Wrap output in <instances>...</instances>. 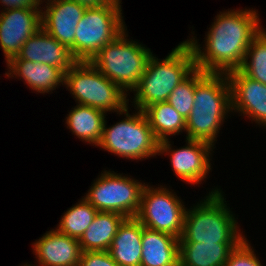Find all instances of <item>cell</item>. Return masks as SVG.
I'll return each mask as SVG.
<instances>
[{
    "instance_id": "cell-13",
    "label": "cell",
    "mask_w": 266,
    "mask_h": 266,
    "mask_svg": "<svg viewBox=\"0 0 266 266\" xmlns=\"http://www.w3.org/2000/svg\"><path fill=\"white\" fill-rule=\"evenodd\" d=\"M45 6V11L41 10L42 28L67 46L74 57L77 24L87 6L74 0H47Z\"/></svg>"
},
{
    "instance_id": "cell-4",
    "label": "cell",
    "mask_w": 266,
    "mask_h": 266,
    "mask_svg": "<svg viewBox=\"0 0 266 266\" xmlns=\"http://www.w3.org/2000/svg\"><path fill=\"white\" fill-rule=\"evenodd\" d=\"M195 69L194 52L187 41L178 44L161 61L152 55L138 86L133 90L134 109L144 111L152 104L167 101L170 93Z\"/></svg>"
},
{
    "instance_id": "cell-17",
    "label": "cell",
    "mask_w": 266,
    "mask_h": 266,
    "mask_svg": "<svg viewBox=\"0 0 266 266\" xmlns=\"http://www.w3.org/2000/svg\"><path fill=\"white\" fill-rule=\"evenodd\" d=\"M7 77H20L35 92L48 93L64 85L65 72L61 68L45 63H35L28 60H10L7 63ZM14 75V76H13Z\"/></svg>"
},
{
    "instance_id": "cell-1",
    "label": "cell",
    "mask_w": 266,
    "mask_h": 266,
    "mask_svg": "<svg viewBox=\"0 0 266 266\" xmlns=\"http://www.w3.org/2000/svg\"><path fill=\"white\" fill-rule=\"evenodd\" d=\"M258 15L251 9H231L217 14L204 40V51L193 36L187 39L196 68L206 73L225 74L240 69L251 41L263 28Z\"/></svg>"
},
{
    "instance_id": "cell-27",
    "label": "cell",
    "mask_w": 266,
    "mask_h": 266,
    "mask_svg": "<svg viewBox=\"0 0 266 266\" xmlns=\"http://www.w3.org/2000/svg\"><path fill=\"white\" fill-rule=\"evenodd\" d=\"M252 248L247 238H245L230 252L224 266H262Z\"/></svg>"
},
{
    "instance_id": "cell-20",
    "label": "cell",
    "mask_w": 266,
    "mask_h": 266,
    "mask_svg": "<svg viewBox=\"0 0 266 266\" xmlns=\"http://www.w3.org/2000/svg\"><path fill=\"white\" fill-rule=\"evenodd\" d=\"M126 217L116 212L98 211L79 244L82 252L108 251L119 225Z\"/></svg>"
},
{
    "instance_id": "cell-29",
    "label": "cell",
    "mask_w": 266,
    "mask_h": 266,
    "mask_svg": "<svg viewBox=\"0 0 266 266\" xmlns=\"http://www.w3.org/2000/svg\"><path fill=\"white\" fill-rule=\"evenodd\" d=\"M43 1L42 0H0V3L3 4V6L5 7V9L2 11L10 9H20V8H32V9L42 10V8L39 7V5H41Z\"/></svg>"
},
{
    "instance_id": "cell-22",
    "label": "cell",
    "mask_w": 266,
    "mask_h": 266,
    "mask_svg": "<svg viewBox=\"0 0 266 266\" xmlns=\"http://www.w3.org/2000/svg\"><path fill=\"white\" fill-rule=\"evenodd\" d=\"M239 244L179 243V266H224Z\"/></svg>"
},
{
    "instance_id": "cell-25",
    "label": "cell",
    "mask_w": 266,
    "mask_h": 266,
    "mask_svg": "<svg viewBox=\"0 0 266 266\" xmlns=\"http://www.w3.org/2000/svg\"><path fill=\"white\" fill-rule=\"evenodd\" d=\"M240 70L246 76L266 85V30L264 28L251 41Z\"/></svg>"
},
{
    "instance_id": "cell-7",
    "label": "cell",
    "mask_w": 266,
    "mask_h": 266,
    "mask_svg": "<svg viewBox=\"0 0 266 266\" xmlns=\"http://www.w3.org/2000/svg\"><path fill=\"white\" fill-rule=\"evenodd\" d=\"M128 105L117 114L126 118L109 128L106 121L98 146L104 151L126 159L142 160L158 155L159 141L154 136L149 121L143 111L128 113Z\"/></svg>"
},
{
    "instance_id": "cell-21",
    "label": "cell",
    "mask_w": 266,
    "mask_h": 266,
    "mask_svg": "<svg viewBox=\"0 0 266 266\" xmlns=\"http://www.w3.org/2000/svg\"><path fill=\"white\" fill-rule=\"evenodd\" d=\"M66 117L67 128L80 140L98 146L102 138L106 112L87 105L77 104Z\"/></svg>"
},
{
    "instance_id": "cell-28",
    "label": "cell",
    "mask_w": 266,
    "mask_h": 266,
    "mask_svg": "<svg viewBox=\"0 0 266 266\" xmlns=\"http://www.w3.org/2000/svg\"><path fill=\"white\" fill-rule=\"evenodd\" d=\"M78 266H118L108 251L82 252Z\"/></svg>"
},
{
    "instance_id": "cell-12",
    "label": "cell",
    "mask_w": 266,
    "mask_h": 266,
    "mask_svg": "<svg viewBox=\"0 0 266 266\" xmlns=\"http://www.w3.org/2000/svg\"><path fill=\"white\" fill-rule=\"evenodd\" d=\"M41 27L40 9L20 8L0 13V46L6 63L19 54L25 41Z\"/></svg>"
},
{
    "instance_id": "cell-2",
    "label": "cell",
    "mask_w": 266,
    "mask_h": 266,
    "mask_svg": "<svg viewBox=\"0 0 266 266\" xmlns=\"http://www.w3.org/2000/svg\"><path fill=\"white\" fill-rule=\"evenodd\" d=\"M230 111L233 112L227 74L206 73L196 83L194 105L186 119V138L214 146L220 126Z\"/></svg>"
},
{
    "instance_id": "cell-30",
    "label": "cell",
    "mask_w": 266,
    "mask_h": 266,
    "mask_svg": "<svg viewBox=\"0 0 266 266\" xmlns=\"http://www.w3.org/2000/svg\"><path fill=\"white\" fill-rule=\"evenodd\" d=\"M78 3L84 4L87 7L89 6H98L102 4H113V5H120L121 0H74Z\"/></svg>"
},
{
    "instance_id": "cell-11",
    "label": "cell",
    "mask_w": 266,
    "mask_h": 266,
    "mask_svg": "<svg viewBox=\"0 0 266 266\" xmlns=\"http://www.w3.org/2000/svg\"><path fill=\"white\" fill-rule=\"evenodd\" d=\"M170 139L159 142L158 155L170 154L175 175L189 184H201L211 170L209 158L215 147L208 142L186 138V145L172 150ZM210 155V156H209Z\"/></svg>"
},
{
    "instance_id": "cell-14",
    "label": "cell",
    "mask_w": 266,
    "mask_h": 266,
    "mask_svg": "<svg viewBox=\"0 0 266 266\" xmlns=\"http://www.w3.org/2000/svg\"><path fill=\"white\" fill-rule=\"evenodd\" d=\"M232 110L266 127V85L246 76L240 69L227 73Z\"/></svg>"
},
{
    "instance_id": "cell-24",
    "label": "cell",
    "mask_w": 266,
    "mask_h": 266,
    "mask_svg": "<svg viewBox=\"0 0 266 266\" xmlns=\"http://www.w3.org/2000/svg\"><path fill=\"white\" fill-rule=\"evenodd\" d=\"M97 210L82 198L76 205L69 208L63 215L56 230L64 235L80 239L93 222Z\"/></svg>"
},
{
    "instance_id": "cell-18",
    "label": "cell",
    "mask_w": 266,
    "mask_h": 266,
    "mask_svg": "<svg viewBox=\"0 0 266 266\" xmlns=\"http://www.w3.org/2000/svg\"><path fill=\"white\" fill-rule=\"evenodd\" d=\"M143 225L135 218H125L108 250L118 266H140Z\"/></svg>"
},
{
    "instance_id": "cell-19",
    "label": "cell",
    "mask_w": 266,
    "mask_h": 266,
    "mask_svg": "<svg viewBox=\"0 0 266 266\" xmlns=\"http://www.w3.org/2000/svg\"><path fill=\"white\" fill-rule=\"evenodd\" d=\"M140 266H179V239L143 226Z\"/></svg>"
},
{
    "instance_id": "cell-9",
    "label": "cell",
    "mask_w": 266,
    "mask_h": 266,
    "mask_svg": "<svg viewBox=\"0 0 266 266\" xmlns=\"http://www.w3.org/2000/svg\"><path fill=\"white\" fill-rule=\"evenodd\" d=\"M105 170L84 197L97 211L116 212L126 218L139 211L145 183Z\"/></svg>"
},
{
    "instance_id": "cell-6",
    "label": "cell",
    "mask_w": 266,
    "mask_h": 266,
    "mask_svg": "<svg viewBox=\"0 0 266 266\" xmlns=\"http://www.w3.org/2000/svg\"><path fill=\"white\" fill-rule=\"evenodd\" d=\"M64 84L77 104L104 112H120L128 105L127 93L110 81L91 62L77 61L66 73Z\"/></svg>"
},
{
    "instance_id": "cell-16",
    "label": "cell",
    "mask_w": 266,
    "mask_h": 266,
    "mask_svg": "<svg viewBox=\"0 0 266 266\" xmlns=\"http://www.w3.org/2000/svg\"><path fill=\"white\" fill-rule=\"evenodd\" d=\"M32 250L41 266H78L82 253L79 239L61 234L56 229L36 240Z\"/></svg>"
},
{
    "instance_id": "cell-10",
    "label": "cell",
    "mask_w": 266,
    "mask_h": 266,
    "mask_svg": "<svg viewBox=\"0 0 266 266\" xmlns=\"http://www.w3.org/2000/svg\"><path fill=\"white\" fill-rule=\"evenodd\" d=\"M185 205L179 197L167 188L144 186L140 207L135 218L152 230L181 237L183 232Z\"/></svg>"
},
{
    "instance_id": "cell-26",
    "label": "cell",
    "mask_w": 266,
    "mask_h": 266,
    "mask_svg": "<svg viewBox=\"0 0 266 266\" xmlns=\"http://www.w3.org/2000/svg\"><path fill=\"white\" fill-rule=\"evenodd\" d=\"M206 72L195 69L183 82L170 93L167 102L185 119L188 118L194 105L196 83Z\"/></svg>"
},
{
    "instance_id": "cell-15",
    "label": "cell",
    "mask_w": 266,
    "mask_h": 266,
    "mask_svg": "<svg viewBox=\"0 0 266 266\" xmlns=\"http://www.w3.org/2000/svg\"><path fill=\"white\" fill-rule=\"evenodd\" d=\"M11 60H28L61 68L65 73L77 62L71 50L47 33L42 27L23 44Z\"/></svg>"
},
{
    "instance_id": "cell-3",
    "label": "cell",
    "mask_w": 266,
    "mask_h": 266,
    "mask_svg": "<svg viewBox=\"0 0 266 266\" xmlns=\"http://www.w3.org/2000/svg\"><path fill=\"white\" fill-rule=\"evenodd\" d=\"M222 194L215 188L191 210L186 209L179 243L240 244L245 239Z\"/></svg>"
},
{
    "instance_id": "cell-23",
    "label": "cell",
    "mask_w": 266,
    "mask_h": 266,
    "mask_svg": "<svg viewBox=\"0 0 266 266\" xmlns=\"http://www.w3.org/2000/svg\"><path fill=\"white\" fill-rule=\"evenodd\" d=\"M143 112L159 142L186 130V119L167 101L152 104Z\"/></svg>"
},
{
    "instance_id": "cell-8",
    "label": "cell",
    "mask_w": 266,
    "mask_h": 266,
    "mask_svg": "<svg viewBox=\"0 0 266 266\" xmlns=\"http://www.w3.org/2000/svg\"><path fill=\"white\" fill-rule=\"evenodd\" d=\"M121 11V5L113 4L86 7L75 33L74 58L77 61L90 62L127 28Z\"/></svg>"
},
{
    "instance_id": "cell-5",
    "label": "cell",
    "mask_w": 266,
    "mask_h": 266,
    "mask_svg": "<svg viewBox=\"0 0 266 266\" xmlns=\"http://www.w3.org/2000/svg\"><path fill=\"white\" fill-rule=\"evenodd\" d=\"M127 28L105 45L90 62L124 92L133 91L153 55L149 48L126 37Z\"/></svg>"
}]
</instances>
